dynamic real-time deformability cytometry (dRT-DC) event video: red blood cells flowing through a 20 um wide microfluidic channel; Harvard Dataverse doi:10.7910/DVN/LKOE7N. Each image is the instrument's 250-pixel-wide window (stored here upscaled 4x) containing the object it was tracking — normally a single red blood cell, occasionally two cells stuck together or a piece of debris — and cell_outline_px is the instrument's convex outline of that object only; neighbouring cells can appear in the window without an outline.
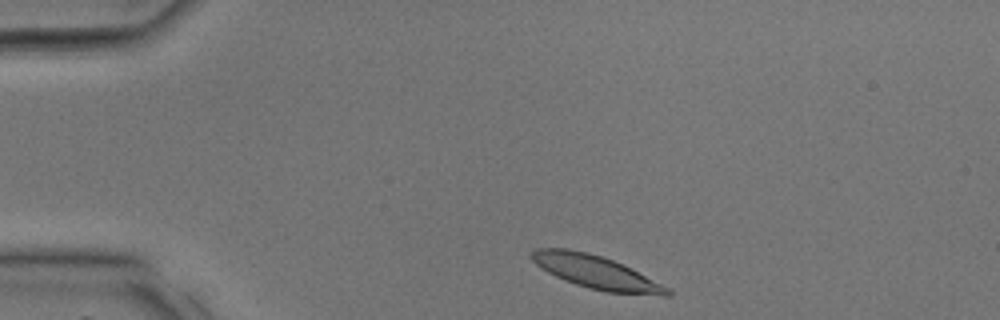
{"species": "common noctule bat (a hibernating species)", "species_latin": "Nyctalus noctula", "temperature_condition": "room temperature", "stored_images_in_passage": 29, "camera_frame_rate_fps": 3000, "um_per_image_px": 0.085, "animal": {"sex": "male", "body_mass_g": 17.9, "forearm_length_mm": 54.2}, "frame": {"image": 1, "passage_image": 1, "time_ms": 0.0, "image_size_px": [1000, 320], "cell_outline_px": [[672, 296], [664, 296], [608, 292], [588, 288], [564, 280], [540, 268], [528, 256], [528, 252], [536, 248], [568, 248], [588, 252], [612, 260], [668, 288], [672, 292]], "centroid_in_image_um": [50.57, 23.12], "position_along_channel_um": 34.4, "area_um2": 25.89}}
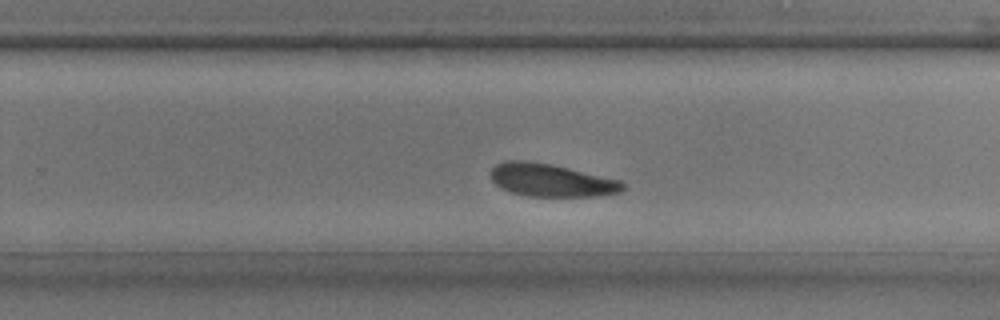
{"frame": {"image": 2, "passage_image": 17, "time_ms": 5.333, "image_size_px": [1000, 320], "cell_outline_px": [[624, 188], [620, 192], [600, 196], [528, 196], [512, 192], [500, 188], [492, 180], [492, 168], [496, 164], [504, 160], [524, 160], [552, 164], [620, 180], [624, 184]], "centroid_in_image_um": [46.85, 15.31], "position_along_channel_um": 283.0, "area_um2": 25.2}}
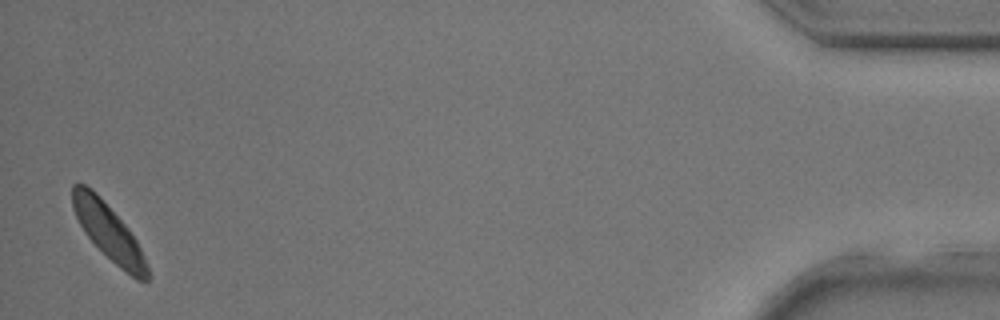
{"frame": {"image": 3, "passage_image": 29, "time_ms": 9.333, "image_size_px": [1000, 320], "cell_outline_px": [[148, 284], [136, 280], [120, 268], [84, 232], [72, 208], [72, 184], [84, 184], [92, 188], [128, 228], [136, 240], [144, 256], [148, 268]], "centroid_in_image_um": [9.24, 19.72], "position_along_channel_um": 426.0, "area_um2": 23.99}}